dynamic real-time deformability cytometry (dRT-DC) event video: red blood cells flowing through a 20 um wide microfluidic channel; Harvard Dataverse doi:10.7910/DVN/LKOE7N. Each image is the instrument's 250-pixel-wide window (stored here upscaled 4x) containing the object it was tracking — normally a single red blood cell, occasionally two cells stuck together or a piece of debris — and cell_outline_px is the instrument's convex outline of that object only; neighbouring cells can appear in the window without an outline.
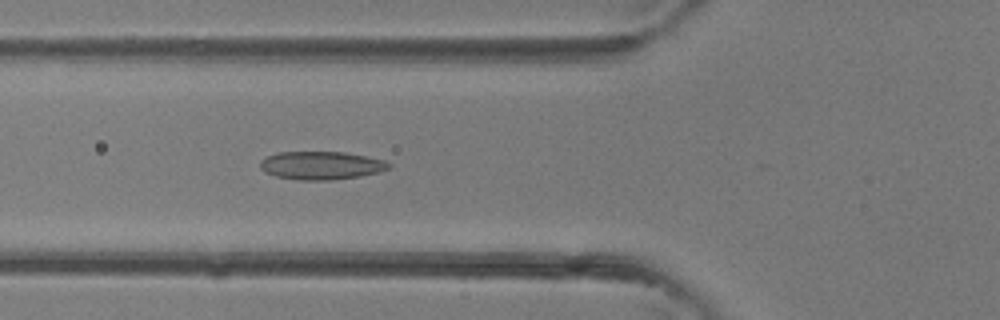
{"species": "common noctule bat (a hibernating species)", "species_latin": "Nyctalus noctula", "temperature_condition": "room temperature", "stored_images_in_passage": 37, "camera_frame_rate_fps": 3000, "um_per_image_px": 0.085, "animal": {"sex": "female"}, "frame": {"image": 1, "passage_image": 13, "time_ms": 4.0, "image_size_px": [1000, 320], "cell_outline_px": [[392, 168], [380, 172], [360, 176], [332, 180], [300, 180], [276, 176], [264, 172], [260, 168], [260, 160], [264, 156], [276, 152], [344, 152], [368, 156], [384, 160], [392, 164]], "centroid_in_image_um": [27.31, 14.06], "position_along_channel_um": 98.5, "area_um2": 21.44}}
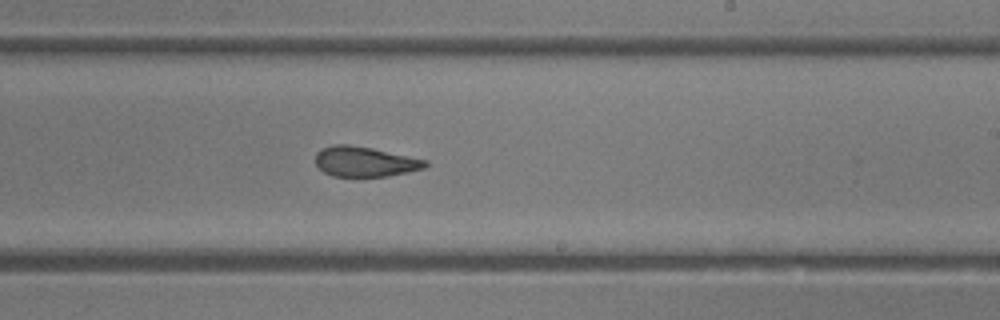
{"frame": {"image": 2, "passage_image": 22, "time_ms": 7.0, "image_size_px": [1000, 320], "cell_outline_px": [[428, 164], [424, 168], [408, 172], [388, 176], [332, 176], [324, 172], [316, 164], [316, 152], [320, 148], [332, 144], [348, 144], [372, 148], [428, 160]], "centroid_in_image_um": [31.0, 13.73], "position_along_channel_um": 258.0, "area_um2": 19.31}}
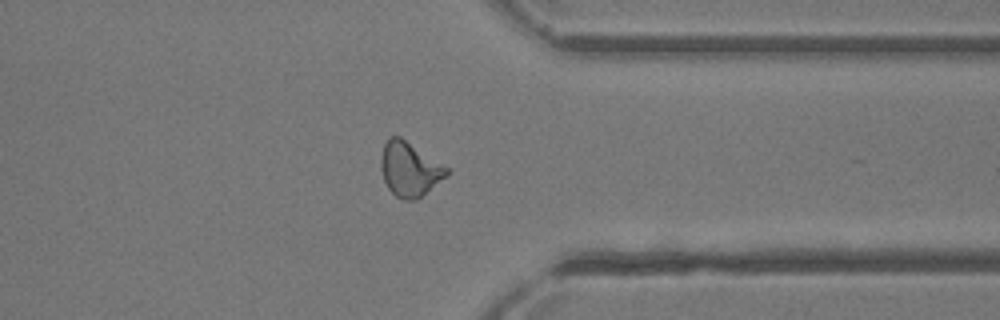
{"frame": {"image": 3, "passage_image": 29, "time_ms": 9.333, "image_size_px": [1000, 320], "cell_outline_px": [[448, 172], [444, 176], [416, 200], [404, 200], [396, 196], [388, 188], [384, 180], [380, 168], [380, 156], [384, 144], [388, 136], [400, 136], [448, 168]], "centroid_in_image_um": [34.74, 14.35], "position_along_channel_um": 376.7, "area_um2": 20.4}}